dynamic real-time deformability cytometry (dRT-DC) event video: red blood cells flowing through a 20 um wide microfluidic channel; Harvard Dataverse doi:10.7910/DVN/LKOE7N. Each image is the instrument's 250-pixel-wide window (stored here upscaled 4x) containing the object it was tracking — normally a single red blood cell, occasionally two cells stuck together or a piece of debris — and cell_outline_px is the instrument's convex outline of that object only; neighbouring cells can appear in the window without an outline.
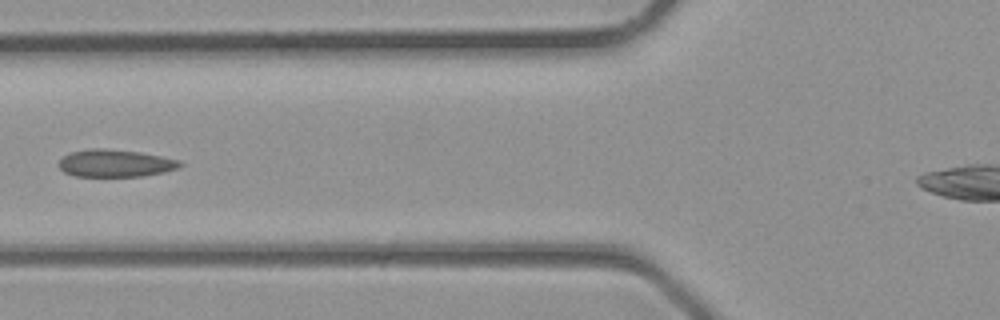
{"species": "common noctule bat (a hibernating species)", "species_latin": "Nyctalus noctula", "temperature_condition": "room temperature", "stored_images_in_passage": 5, "segment_of_instrument_passage": [1, 2], "camera_frame_rate_fps": 3000, "um_per_image_px": 0.085, "animal": {"sex": "male", "body_mass_g": 23.1, "forearm_length_mm": 52.7}, "frame": {"image": 1, "passage_image": 4, "time_ms": 1.0, "image_size_px": [1000, 320], "cell_outline_px": [[184, 164], [180, 168], [164, 172], [144, 176], [76, 176], [64, 172], [60, 168], [60, 160], [68, 152], [88, 148], [104, 148], [140, 152], [180, 160]], "centroid_in_image_um": [9.82, 13.87], "position_along_channel_um": 116.0, "area_um2": 19.48}}